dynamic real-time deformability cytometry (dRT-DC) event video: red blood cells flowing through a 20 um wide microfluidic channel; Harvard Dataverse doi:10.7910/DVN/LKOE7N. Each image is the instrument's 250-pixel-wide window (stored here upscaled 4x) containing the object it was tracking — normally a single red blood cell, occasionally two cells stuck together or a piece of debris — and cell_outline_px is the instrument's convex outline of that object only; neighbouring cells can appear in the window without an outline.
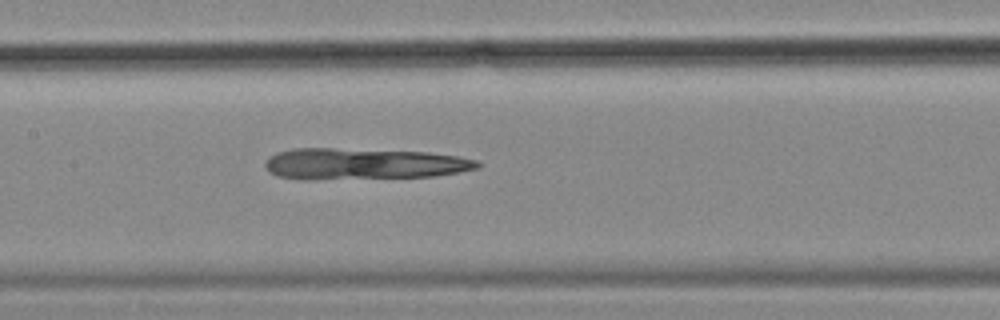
{"species": "common noctule bat (a hibernating species)", "species_latin": "Nyctalus noctula", "temperature_condition": "cold", "stored_images_in_passage": 40, "camera_frame_rate_fps": 3000, "um_per_image_px": 0.085, "animal": {"sex": "female", "body_mass_g": 18.4}, "frame": {"image": 1, "passage_image": 10, "time_ms": 3.0, "image_size_px": [1000, 320], "cell_outline_px": [[484, 164], [480, 168], [460, 172], [432, 176], [312, 180], [304, 180], [276, 176], [268, 172], [264, 164], [264, 160], [268, 156], [276, 152], [292, 148], [332, 148], [428, 152], [456, 156], [476, 160]], "centroid_in_image_um": [30.83, 13.93], "position_along_channel_um": 176.6, "area_um2": 39.25}}
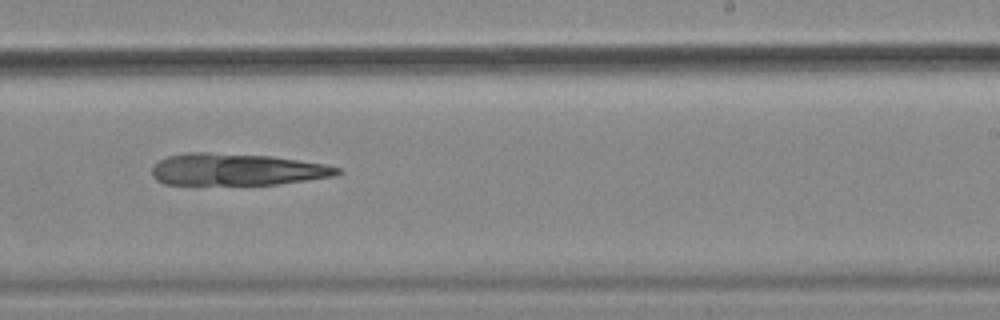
{"frame": {"image": 2, "passage_image": 18, "time_ms": 5.667, "image_size_px": [1000, 320], "cell_outline_px": [[344, 172], [332, 176], [280, 184], [164, 184], [156, 180], [152, 176], [152, 168], [160, 160], [168, 156], [184, 152], [208, 152], [272, 156], [324, 164], [340, 168]], "centroid_in_image_um": [20.11, 14.4], "position_along_channel_um": 268.9, "area_um2": 34.39}}
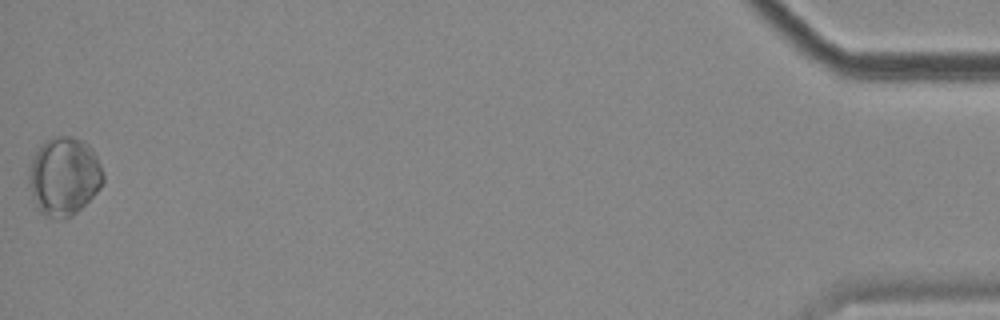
{"frame": {"image": 3, "passage_image": 40, "time_ms": 13.0, "image_size_px": [1000, 320], "cell_outline_px": [[104, 180], [100, 188], [72, 216], [64, 220], [56, 220], [44, 216], [36, 208], [28, 184], [28, 168], [32, 156], [44, 140], [60, 136], [72, 136], [84, 140], [92, 148], [104, 172]], "centroid_in_image_um": [5.41, 14.99], "position_along_channel_um": 429.8, "area_um2": 34.56}}